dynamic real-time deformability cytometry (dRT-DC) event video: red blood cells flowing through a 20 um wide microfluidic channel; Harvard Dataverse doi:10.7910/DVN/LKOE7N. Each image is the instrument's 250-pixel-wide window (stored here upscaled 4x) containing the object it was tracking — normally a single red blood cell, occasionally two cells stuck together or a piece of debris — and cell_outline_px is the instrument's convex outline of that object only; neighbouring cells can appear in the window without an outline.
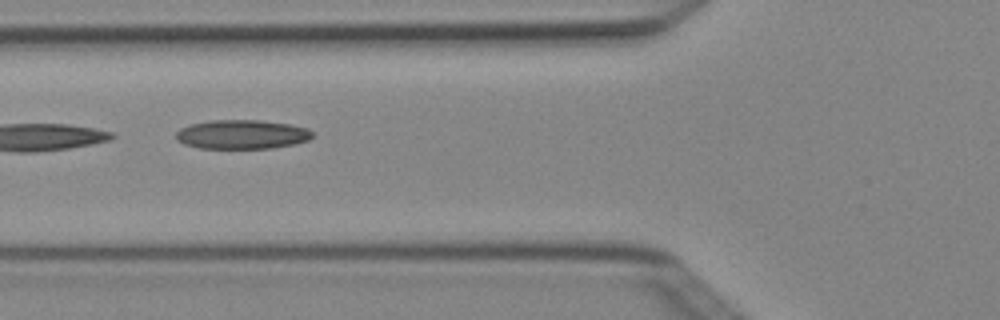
{"species": "Egyptian fruit bat (a non-hibernating species)", "species_latin": "Rousettus aegyptiacus", "temperature_condition": "cold", "stored_images_in_passage": 5, "camera_frame_rate_fps": 3000, "um_per_image_px": 0.085, "animal": {"sex": "female"}, "frame": {"image": 1, "passage_image": 2, "time_ms": 0.333, "image_size_px": [1000, 320], "cell_outline_px": [[312, 136], [308, 140], [296, 144], [272, 148], [200, 148], [184, 144], [176, 140], [176, 132], [180, 128], [192, 124], [212, 120], [260, 120], [288, 124], [308, 128], [312, 132]], "centroid_in_image_um": [20.56, 11.43], "position_along_channel_um": 105.2, "area_um2": 23.12}}
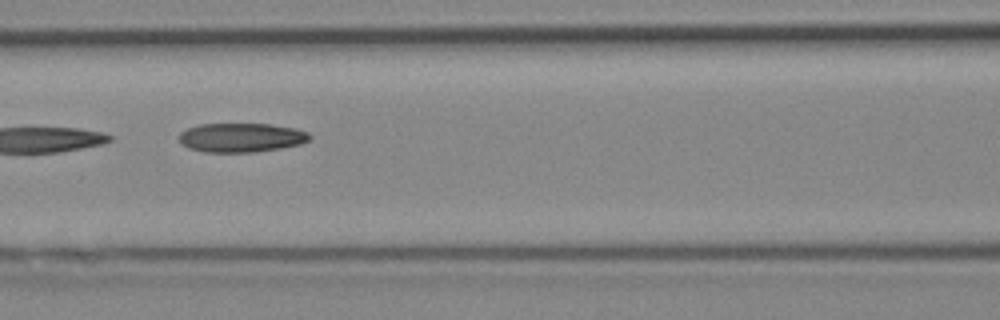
{"frame": {"image": 2, "passage_image": 3, "time_ms": 0.667, "image_size_px": [1000, 320], "cell_outline_px": [[312, 136], [308, 140], [300, 144], [280, 148], [256, 152], [204, 152], [188, 148], [180, 144], [180, 132], [188, 128], [200, 124], [268, 124], [296, 128], [308, 132]], "centroid_in_image_um": [20.5, 11.69], "position_along_channel_um": 146.1, "area_um2": 22.2}}
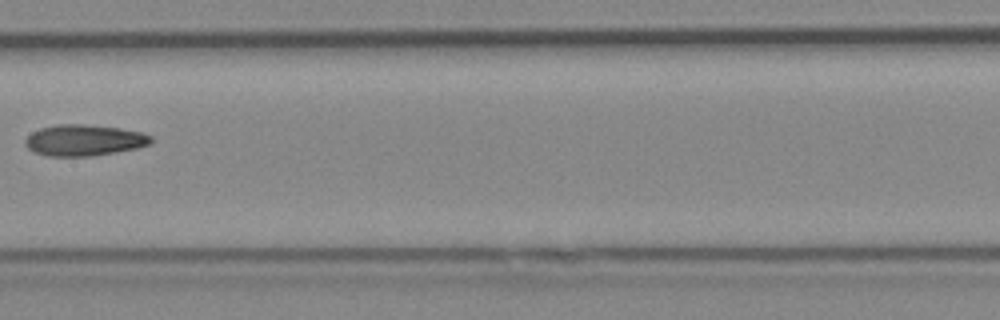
{"frame": {"image": 3, "passage_image": 4, "time_ms": 1.0, "image_size_px": [1000, 320], "cell_outline_px": [[152, 140], [148, 144], [136, 148], [92, 156], [48, 156], [32, 152], [24, 144], [24, 140], [32, 132], [40, 128], [56, 124], [84, 124], [120, 128], [144, 132], [152, 136]], "centroid_in_image_um": [7.12, 11.91], "position_along_channel_um": 200.3, "area_um2": 22.95}}